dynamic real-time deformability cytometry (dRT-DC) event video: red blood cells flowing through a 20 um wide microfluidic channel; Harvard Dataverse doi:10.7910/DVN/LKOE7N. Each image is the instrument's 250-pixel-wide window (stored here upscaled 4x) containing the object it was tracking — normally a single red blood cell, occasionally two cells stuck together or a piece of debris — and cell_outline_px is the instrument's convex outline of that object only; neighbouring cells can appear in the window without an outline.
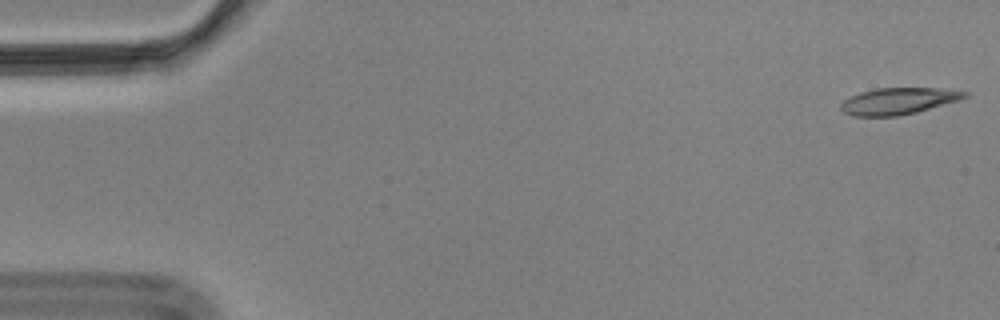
{"species": "Egyptian fruit bat (a non-hibernating species)", "species_latin": "Rousettus aegyptiacus", "temperature_condition": "cold", "stored_images_in_passage": 57, "segment_of_instrument_passage": [1, 2], "camera_frame_rate_fps": 3000, "um_per_image_px": 0.085, "animal": {"sex": "male"}, "frame": {"image": 1, "passage_image": 1, "time_ms": 0.0, "image_size_px": [1000, 320], "cell_outline_px": [[968, 96], [960, 100], [916, 112], [896, 116], [852, 116], [844, 112], [840, 108], [840, 104], [844, 100], [860, 92], [876, 88], [936, 88], [968, 92]], "centroid_in_image_um": [76.35, 8.59], "position_along_channel_um": 8.7, "area_um2": 19.07}}
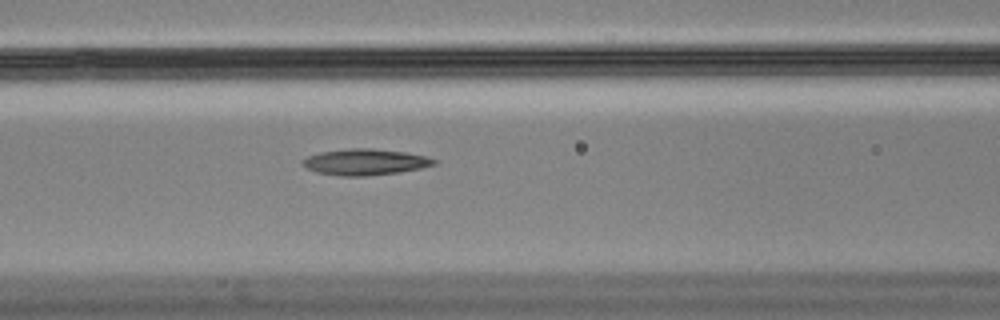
{"frame": {"image": 2, "passage_image": 23, "time_ms": 7.333, "image_size_px": [1000, 320], "cell_outline_px": [[436, 164], [420, 168], [400, 172], [364, 176], [344, 176], [316, 172], [300, 164], [300, 160], [308, 156], [320, 152], [348, 148], [372, 148], [404, 152], [424, 156], [436, 160]], "centroid_in_image_um": [30.99, 13.76], "position_along_channel_um": 135.6, "area_um2": 19.94}}
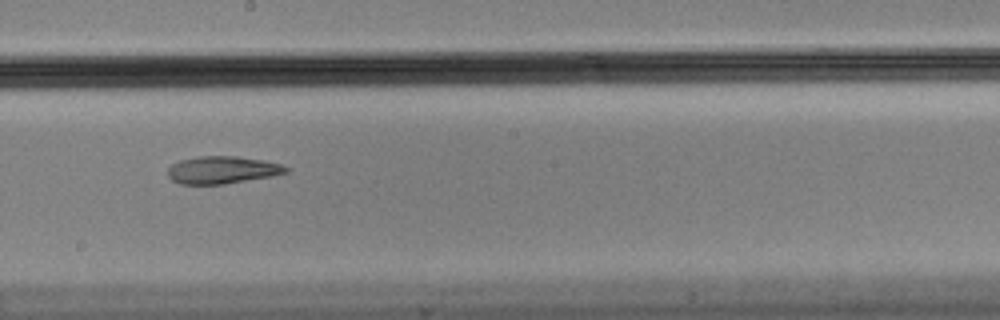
{"frame": {"image": 3, "passage_image": 31, "time_ms": 10.0, "image_size_px": [1000, 320], "cell_outline_px": [[292, 168], [288, 172], [272, 176], [224, 184], [180, 184], [172, 180], [168, 176], [168, 168], [172, 164], [180, 160], [200, 156], [236, 156], [264, 160], [280, 164]], "centroid_in_image_um": [18.91, 14.44], "position_along_channel_um": 229.3, "area_um2": 18.96}}